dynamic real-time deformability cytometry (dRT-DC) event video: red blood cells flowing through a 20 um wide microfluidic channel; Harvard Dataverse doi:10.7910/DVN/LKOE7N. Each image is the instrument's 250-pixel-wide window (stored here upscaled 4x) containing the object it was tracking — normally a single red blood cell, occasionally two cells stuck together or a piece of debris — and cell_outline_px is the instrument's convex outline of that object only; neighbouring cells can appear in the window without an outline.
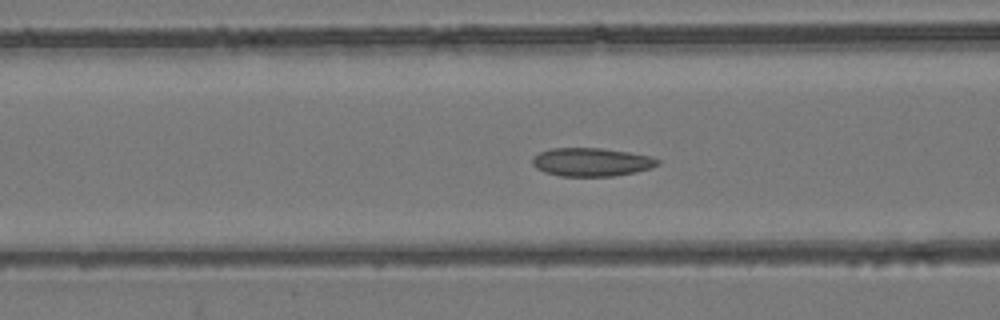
{"species": "common noctule bat (a hibernating species)", "species_latin": "Nyctalus noctula", "temperature_condition": "room temperature", "stored_images_in_passage": 53, "camera_frame_rate_fps": 3000, "um_per_image_px": 0.085, "animal": {"sex": "female", "body_mass_g": 24.6, "forearm_length_mm": 56.2}, "frame": {"image": 1, "passage_image": 21, "time_ms": 6.667, "image_size_px": [1000, 320], "cell_outline_px": [[660, 164], [652, 168], [636, 172], [612, 176], [560, 176], [544, 172], [536, 168], [532, 164], [532, 156], [540, 152], [552, 148], [600, 148], [628, 152], [652, 156], [660, 160]], "centroid_in_image_um": [50.28, 13.77], "position_along_channel_um": 116.3, "area_um2": 20.87}}
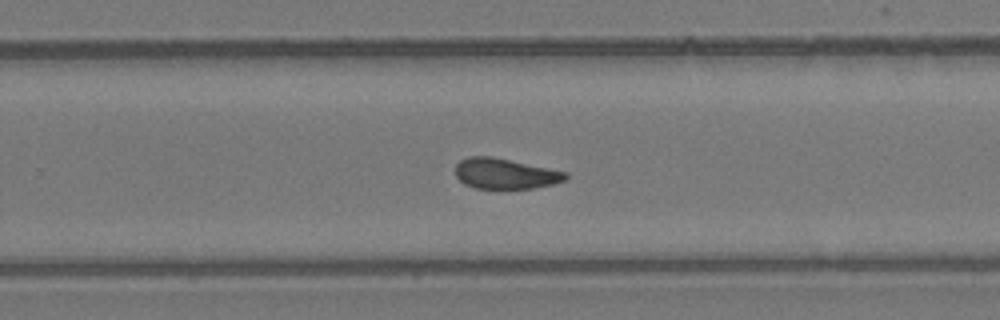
{"frame": {"image": 2, "passage_image": 34, "time_ms": 11.0, "image_size_px": [1000, 320], "cell_outline_px": [[568, 180], [536, 188], [476, 188], [464, 184], [456, 176], [456, 164], [460, 160], [468, 156], [492, 156], [568, 172]], "centroid_in_image_um": [42.96, 14.75], "position_along_channel_um": 286.8, "area_um2": 19.65}}
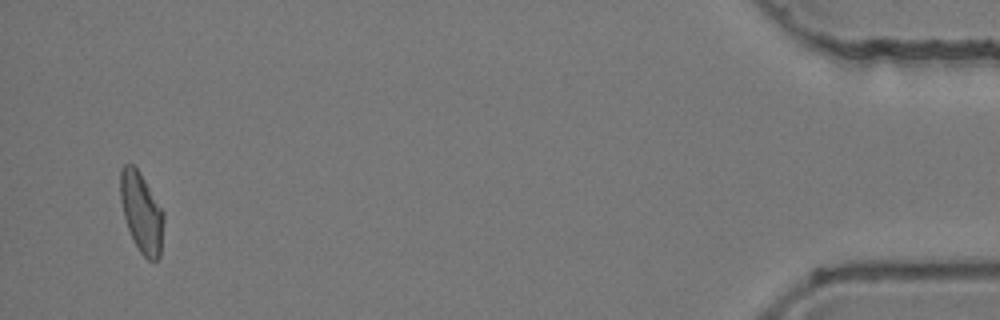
{"frame": {"image": 3, "passage_image": 51, "time_ms": 16.667, "image_size_px": [1000, 320], "cell_outline_px": [[164, 220], [160, 256], [156, 260], [148, 260], [140, 252], [128, 228], [124, 216], [120, 200], [120, 168], [124, 164], [132, 164], [140, 172], [164, 212]], "centroid_in_image_um": [12.03, 18.03], "position_along_channel_um": 423.2, "area_um2": 20.11}, "authors_computed_cell_mechanics": {"area_um2": 20.6346, "velocity_mm_per_s": 3.9361, "shape_relaxation_time_tau1_ms": null, "shape_relaxation_time_tau2_ms": 2.9592, "deformation_change_tau1": null, "deformation_change_tau2": 0.0907}}